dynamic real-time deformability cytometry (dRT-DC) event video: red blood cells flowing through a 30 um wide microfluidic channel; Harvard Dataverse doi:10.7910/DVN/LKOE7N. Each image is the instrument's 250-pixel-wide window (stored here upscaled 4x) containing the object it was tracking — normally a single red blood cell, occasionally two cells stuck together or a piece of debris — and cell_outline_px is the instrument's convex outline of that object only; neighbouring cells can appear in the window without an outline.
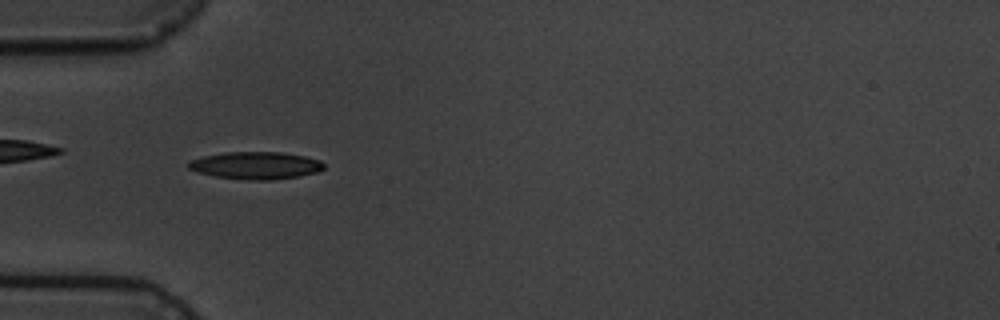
{"species": "common noctule bat (a hibernating species)", "species_latin": "Nyctalus noctula", "temperature_condition": "cold", "stored_images_in_passage": 12, "camera_frame_rate_fps": 3000, "um_per_image_px": 0.085, "animal": {"sex": "male", "body_mass_g": 19.5, "forearm_length_mm": 54.6}, "frame": {"image": 1, "passage_image": 4, "time_ms": 4.333, "image_size_px": [1000, 320], "cell_outline_px": [[324, 168], [316, 172], [300, 176], [272, 180], [248, 180], [216, 176], [196, 172], [188, 168], [188, 164], [192, 160], [204, 156], [224, 152], [280, 152], [304, 156], [320, 160], [324, 164]], "centroid_in_image_um": [21.75, 14.06], "position_along_channel_um": 63.3, "area_um2": 21.5}}
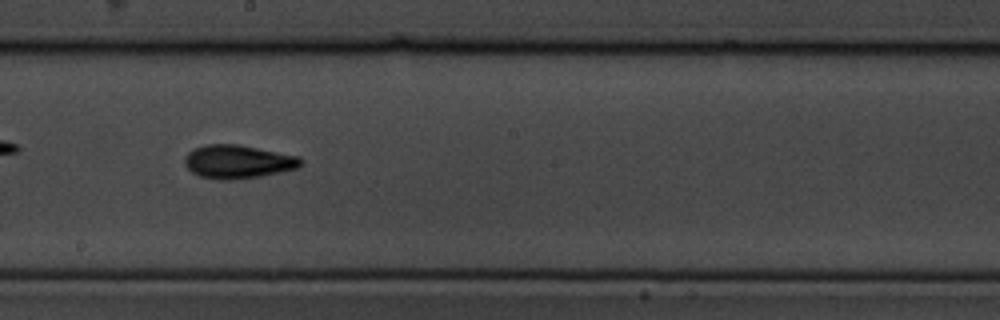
{"frame": {"image": 2, "passage_image": 8, "time_ms": 9.0, "image_size_px": [1000, 320], "cell_outline_px": [[304, 160], [296, 168], [280, 172], [260, 176], [232, 180], [220, 180], [200, 176], [192, 172], [184, 164], [184, 156], [188, 152], [204, 144], [236, 144], [300, 156]], "centroid_in_image_um": [20.2, 13.74], "position_along_channel_um": 228.0, "area_um2": 22.6}}
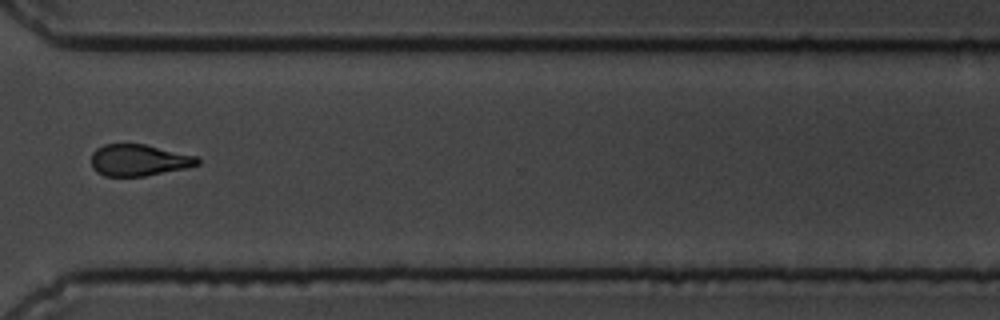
{"frame": {"image": 3, "passage_image": 11, "time_ms": 12.667, "image_size_px": [1000, 320], "cell_outline_px": [[200, 164], [188, 168], [144, 176], [104, 176], [96, 172], [92, 168], [92, 152], [96, 148], [104, 144], [144, 144], [200, 156]], "centroid_in_image_um": [11.84, 13.61], "position_along_channel_um": 358.8, "area_um2": 19.83}, "authors_computed_cell_mechanics": {"area_um2": 20.1722, "velocity_mm_per_s": 3.5777, "shape_relaxation_time_tau1_ms": 1.9013, "shape_relaxation_time_tau2_ms": 4.2435, "deformation_change_tau1": 0.121, "deformation_change_tau2": 0.138}}